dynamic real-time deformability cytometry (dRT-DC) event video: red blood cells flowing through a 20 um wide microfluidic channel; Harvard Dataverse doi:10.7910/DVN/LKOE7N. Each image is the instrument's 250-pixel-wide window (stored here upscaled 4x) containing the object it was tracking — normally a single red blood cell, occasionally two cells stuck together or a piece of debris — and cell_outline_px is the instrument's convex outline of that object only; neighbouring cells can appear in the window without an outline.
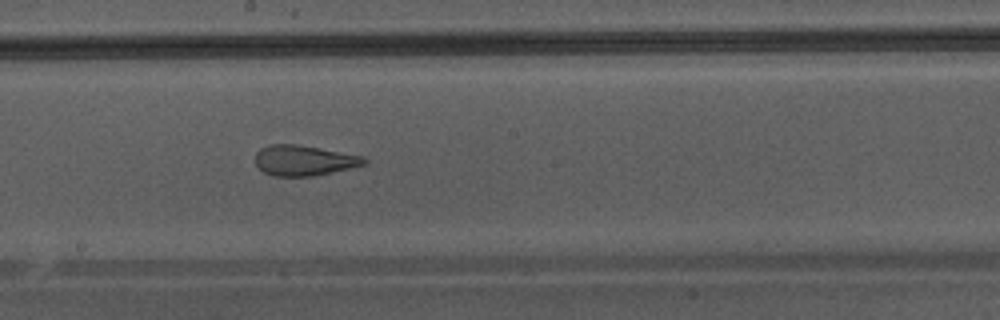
{"species": "Egyptian fruit bat (a non-hibernating species)", "species_latin": "Rousettus aegyptiacus", "temperature_condition": "warm", "stored_images_in_passage": 47, "camera_frame_rate_fps": 3000, "um_per_image_px": 0.085, "animal": {"sex": "male"}, "frame": {"image": 1, "passage_image": 27, "time_ms": 8.667, "image_size_px": [1000, 320], "cell_outline_px": [[368, 164], [332, 172], [312, 176], [272, 176], [264, 172], [256, 164], [256, 152], [260, 148], [268, 144], [296, 144], [320, 148], [364, 156], [368, 160]], "centroid_in_image_um": [25.85, 13.63], "position_along_channel_um": 222.3, "area_um2": 19.36}}